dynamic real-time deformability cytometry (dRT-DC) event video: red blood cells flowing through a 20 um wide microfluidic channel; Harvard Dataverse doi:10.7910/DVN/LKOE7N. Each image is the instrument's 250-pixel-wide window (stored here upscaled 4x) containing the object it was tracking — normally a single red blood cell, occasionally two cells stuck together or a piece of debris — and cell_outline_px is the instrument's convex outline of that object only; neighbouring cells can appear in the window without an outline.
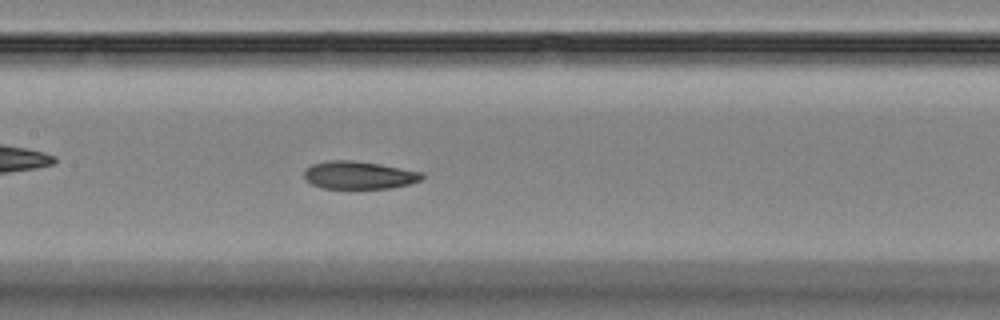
{"species": "Egyptian fruit bat (a non-hibernating species)", "species_latin": "Rousettus aegyptiacus", "temperature_condition": "room temperature", "stored_images_in_passage": 49, "camera_frame_rate_fps": 3000, "um_per_image_px": 0.085, "animal": {"sex": "female"}, "frame": {"image": 1, "passage_image": 19, "time_ms": 6.0, "image_size_px": [1000, 320], "cell_outline_px": [[424, 176], [420, 180], [408, 184], [392, 188], [324, 188], [312, 184], [304, 176], [304, 168], [312, 164], [328, 160], [352, 160], [380, 164], [424, 172]], "centroid_in_image_um": [30.51, 14.87], "position_along_channel_um": 176.9, "area_um2": 19.07}}
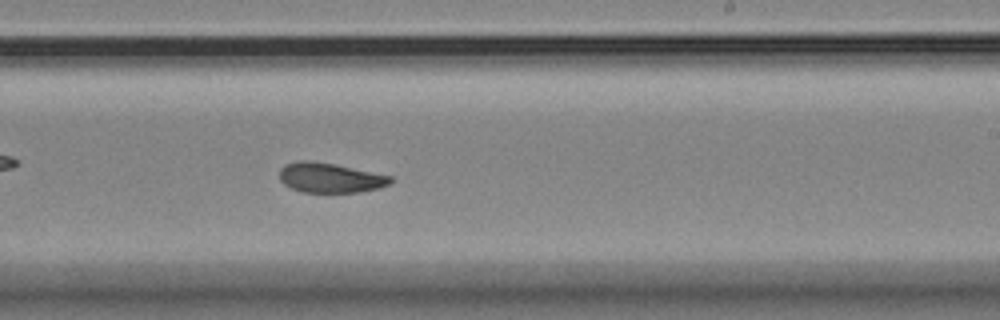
{"frame": {"image": 2, "passage_image": 26, "time_ms": 8.333, "image_size_px": [1000, 320], "cell_outline_px": [[392, 180], [388, 184], [380, 188], [356, 192], [300, 192], [284, 184], [280, 180], [280, 168], [284, 164], [300, 160], [308, 160], [336, 164], [392, 176]], "centroid_in_image_um": [28.03, 15.1], "position_along_channel_um": 261.0, "area_um2": 19.31}}
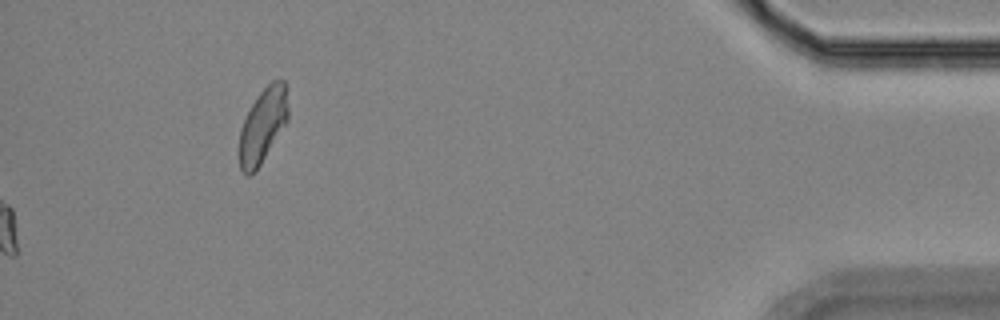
{"frame": {"image": 3, "passage_image": 49, "time_ms": 16.0, "image_size_px": [1000, 320], "cell_outline_px": [[288, 120], [260, 164], [248, 176], [244, 176], [240, 168], [240, 128], [252, 104], [260, 92], [272, 80], [284, 80], [288, 108]], "centroid_in_image_um": [22.34, 10.66], "position_along_channel_um": 412.9, "area_um2": 20.69}, "authors_computed_cell_mechanics": {"area_um2": 19.9988, "velocity_mm_per_s": 3.6133, "shape_relaxation_time_tau1_ms": 6.6852, "shape_relaxation_time_tau2_ms": 2.5333, "deformation_change_tau1": 0.1624, "deformation_change_tau2": 0.0747}}